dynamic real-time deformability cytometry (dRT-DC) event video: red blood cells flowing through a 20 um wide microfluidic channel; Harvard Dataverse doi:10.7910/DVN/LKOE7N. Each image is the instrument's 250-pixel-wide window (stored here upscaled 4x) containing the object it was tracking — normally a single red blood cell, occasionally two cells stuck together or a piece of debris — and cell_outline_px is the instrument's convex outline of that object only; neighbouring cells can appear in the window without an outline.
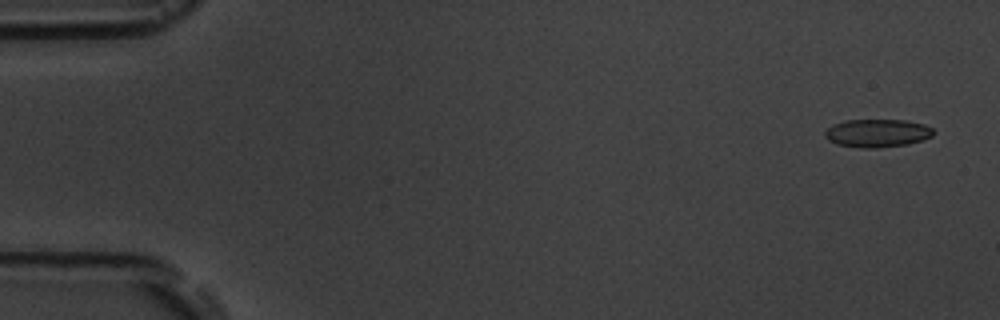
{"species": "common noctule bat (a hibernating species)", "species_latin": "Nyctalus noctula", "temperature_condition": "room temperature", "stored_images_in_passage": 1, "camera_frame_rate_fps": 3000, "um_per_image_px": 0.085, "animal": {"sex": "male", "body_mass_g": 19.5, "forearm_length_mm": 54.6}, "frame": {"image": 1, "passage_image": 1, "time_ms": 0.0, "image_size_px": [1000, 320], "cell_outline_px": [[936, 132], [932, 136], [908, 144], [876, 148], [860, 148], [840, 144], [828, 140], [824, 136], [824, 132], [832, 124], [844, 120], [904, 120], [924, 124], [932, 128]], "centroid_in_image_um": [74.56, 11.31], "position_along_channel_um": 10.4, "area_um2": 17.74}}